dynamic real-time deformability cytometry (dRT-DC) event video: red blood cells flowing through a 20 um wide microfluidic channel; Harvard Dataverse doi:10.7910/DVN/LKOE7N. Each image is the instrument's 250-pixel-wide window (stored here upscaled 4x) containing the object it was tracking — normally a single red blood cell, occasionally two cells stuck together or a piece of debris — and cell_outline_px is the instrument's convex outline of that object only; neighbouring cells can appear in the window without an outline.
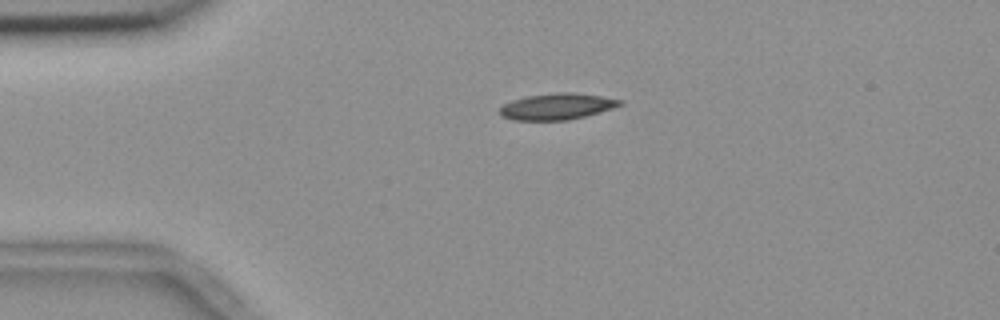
{"species": "common noctule bat (a hibernating species)", "species_latin": "Nyctalus noctula", "temperature_condition": "room temperature", "stored_images_in_passage": 43, "camera_frame_rate_fps": 3000, "um_per_image_px": 0.085, "animal": {"sex": "female", "body_mass_g": 18.4}, "frame": {"image": 1, "passage_image": 1, "time_ms": 0.0, "image_size_px": [1000, 320], "cell_outline_px": [[624, 104], [600, 112], [568, 120], [512, 120], [500, 116], [500, 108], [504, 104], [512, 100], [528, 96], [564, 92], [572, 92], [600, 96], [624, 100]], "centroid_in_image_um": [47.35, 9.06], "position_along_channel_um": 37.6, "area_um2": 18.26}}
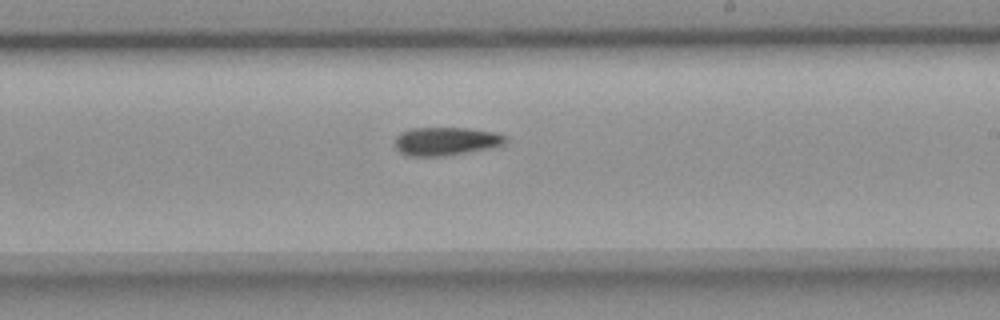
{"frame": {"image": 2, "passage_image": 21, "time_ms": 6.667, "image_size_px": [1000, 320], "cell_outline_px": [[508, 140], [504, 144], [488, 148], [444, 156], [408, 156], [400, 152], [396, 148], [396, 136], [400, 132], [412, 128], [468, 128], [492, 132], [504, 136]], "centroid_in_image_um": [37.86, 12.0], "position_along_channel_um": 251.1, "area_um2": 18.03}}
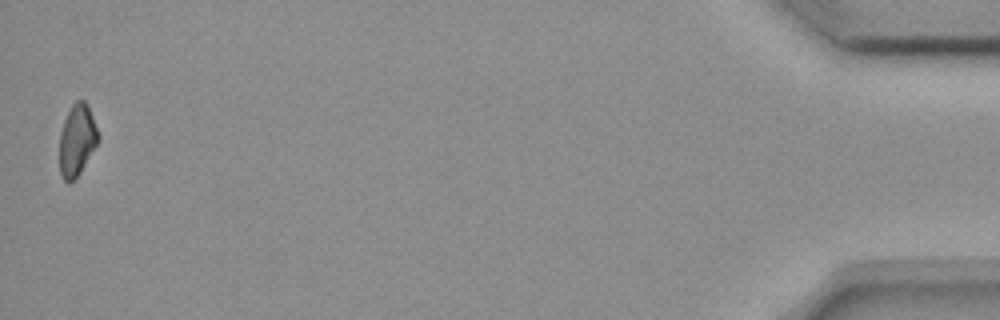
{"frame": {"image": 3, "passage_image": 43, "time_ms": 14.0, "image_size_px": [1000, 320], "cell_outline_px": [[100, 136], [96, 144], [80, 172], [68, 184], [60, 176], [60, 132], [64, 120], [72, 104], [76, 100], [84, 100], [88, 104]], "centroid_in_image_um": [6.54, 11.88], "position_along_channel_um": 428.7, "area_um2": 15.95}}